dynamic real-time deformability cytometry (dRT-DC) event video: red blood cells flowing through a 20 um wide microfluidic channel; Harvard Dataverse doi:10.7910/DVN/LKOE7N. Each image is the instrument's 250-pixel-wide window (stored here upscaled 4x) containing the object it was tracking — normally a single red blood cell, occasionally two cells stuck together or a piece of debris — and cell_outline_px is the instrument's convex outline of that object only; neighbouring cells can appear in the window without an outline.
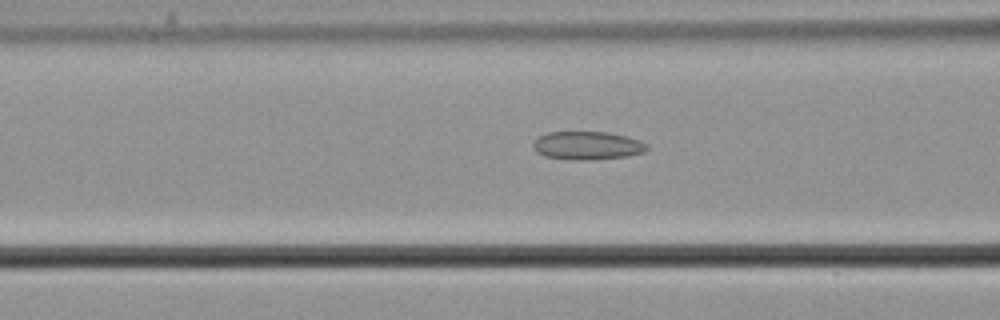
{"species": "common noctule bat (a hibernating species)", "species_latin": "Nyctalus noctula", "temperature_condition": "cold", "stored_images_in_passage": 14, "camera_frame_rate_fps": 3000, "um_per_image_px": 0.085, "animal": {"sex": "male", "body_mass_g": 21.5, "forearm_length_mm": 52.0}, "frame": {"image": 1, "passage_image": 8, "time_ms": 2.333, "image_size_px": [1000, 320], "cell_outline_px": [[648, 148], [644, 152], [628, 156], [592, 160], [568, 160], [544, 156], [536, 152], [532, 144], [540, 136], [548, 132], [608, 132], [640, 140], [648, 144]], "centroid_in_image_um": [49.93, 12.38], "position_along_channel_um": 116.7, "area_um2": 18.84}}
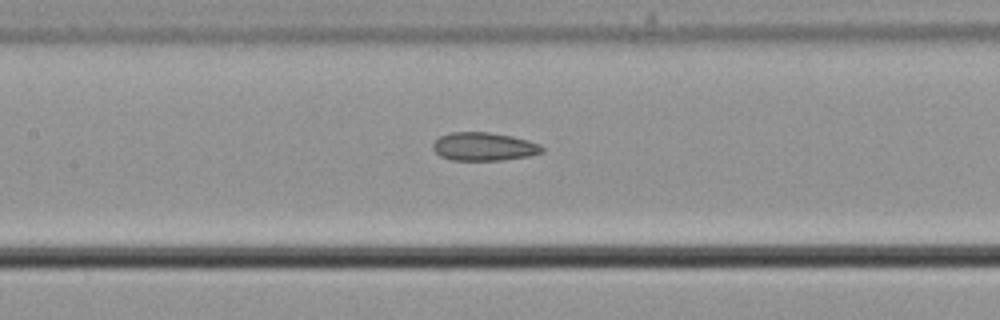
{"frame": {"image": 2, "passage_image": 12, "time_ms": 3.667, "image_size_px": [1000, 320], "cell_outline_px": [[544, 152], [528, 156], [504, 160], [452, 160], [440, 156], [432, 148], [432, 144], [440, 136], [452, 132], [488, 132], [512, 136], [528, 140], [540, 144], [544, 148]], "centroid_in_image_um": [41.14, 12.46], "position_along_channel_um": 166.3, "area_um2": 18.03}}